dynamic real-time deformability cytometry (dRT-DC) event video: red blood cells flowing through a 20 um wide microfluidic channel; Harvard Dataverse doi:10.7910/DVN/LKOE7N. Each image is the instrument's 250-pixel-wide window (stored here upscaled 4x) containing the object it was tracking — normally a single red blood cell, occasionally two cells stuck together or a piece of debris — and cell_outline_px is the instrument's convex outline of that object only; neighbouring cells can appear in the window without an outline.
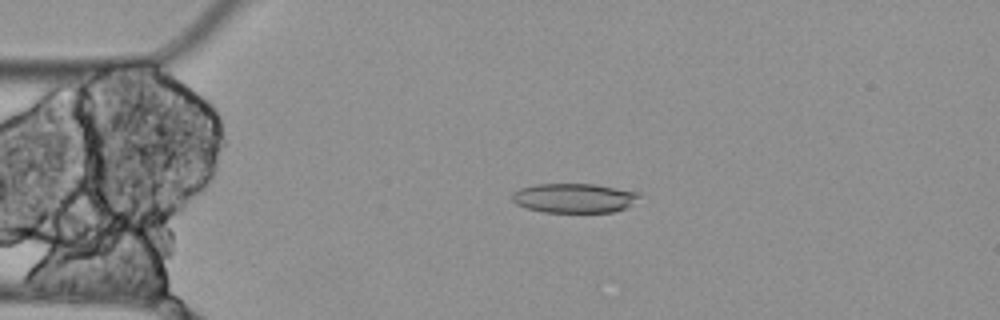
{"species": "Egyptian fruit bat (a non-hibernating species)", "species_latin": "Rousettus aegyptiacus", "temperature_condition": "cold", "stored_images_in_passage": 5, "camera_frame_rate_fps": 3000, "um_per_image_px": 0.085, "animal": {"sex": "female"}, "frame": {"image": 1, "passage_image": 4, "time_ms": 1.0, "image_size_px": [1000, 320], "cell_outline_px": [[640, 196], [628, 208], [612, 212], [544, 212], [528, 208], [516, 204], [512, 200], [512, 192], [520, 188], [536, 184], [596, 184], [640, 192]], "centroid_in_image_um": [48.82, 16.83], "position_along_channel_um": 36.2, "area_um2": 21.91}}